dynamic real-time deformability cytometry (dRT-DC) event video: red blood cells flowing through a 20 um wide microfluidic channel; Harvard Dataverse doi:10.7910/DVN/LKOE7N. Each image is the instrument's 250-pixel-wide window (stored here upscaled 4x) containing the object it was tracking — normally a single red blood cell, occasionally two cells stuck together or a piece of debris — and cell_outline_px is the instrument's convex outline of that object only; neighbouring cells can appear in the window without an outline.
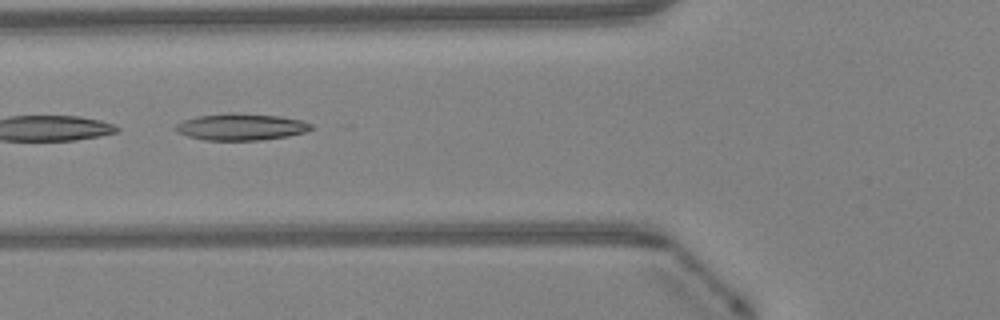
{"species": "Egyptian fruit bat (a non-hibernating species)", "species_latin": "Rousettus aegyptiacus", "temperature_condition": "warm", "stored_images_in_passage": 21, "camera_frame_rate_fps": 3000, "um_per_image_px": 0.085, "animal": {"sex": "female"}, "frame": {"image": 1, "passage_image": 18, "time_ms": 5.667, "image_size_px": [1000, 320], "cell_outline_px": [[312, 128], [308, 132], [288, 136], [260, 140], [204, 140], [188, 136], [176, 132], [176, 124], [184, 120], [196, 116], [228, 112], [232, 112], [280, 116], [300, 120], [312, 124]], "centroid_in_image_um": [20.49, 10.78], "position_along_channel_um": 105.3, "area_um2": 21.21}}